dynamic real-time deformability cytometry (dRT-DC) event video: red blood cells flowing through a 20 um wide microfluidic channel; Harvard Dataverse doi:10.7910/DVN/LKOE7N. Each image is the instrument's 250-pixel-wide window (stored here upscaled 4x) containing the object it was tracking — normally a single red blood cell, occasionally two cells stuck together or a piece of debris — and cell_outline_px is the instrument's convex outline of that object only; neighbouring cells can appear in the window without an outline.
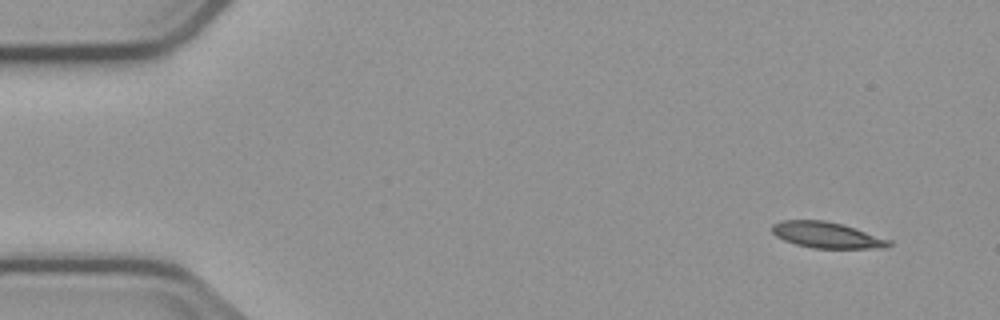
{"species": "common noctule bat (a hibernating species)", "species_latin": "Nyctalus noctula", "temperature_condition": "cold", "stored_images_in_passage": 5, "camera_frame_rate_fps": 3000, "um_per_image_px": 0.085, "animal": {"sex": "male", "body_mass_g": 23.1, "forearm_length_mm": 52.7}, "frame": {"image": 1, "passage_image": 1, "time_ms": 0.0, "image_size_px": [1000, 320], "cell_outline_px": [[892, 244], [884, 248], [812, 248], [796, 244], [784, 240], [776, 236], [772, 232], [772, 224], [780, 220], [824, 220], [856, 228], [892, 240]], "centroid_in_image_um": [70.28, 19.98], "position_along_channel_um": 14.7, "area_um2": 17.74}}